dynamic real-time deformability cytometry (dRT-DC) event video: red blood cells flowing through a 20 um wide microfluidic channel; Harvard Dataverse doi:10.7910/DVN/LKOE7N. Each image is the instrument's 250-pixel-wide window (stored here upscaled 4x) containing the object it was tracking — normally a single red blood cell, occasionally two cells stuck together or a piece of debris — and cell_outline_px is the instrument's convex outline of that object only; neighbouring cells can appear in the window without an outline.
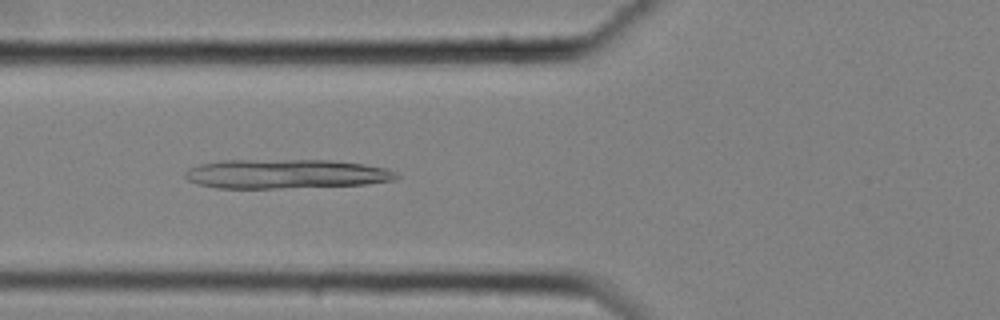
{"species": "common noctule bat (a hibernating species)", "species_latin": "Nyctalus noctula", "temperature_condition": "cold", "stored_images_in_passage": 57, "camera_frame_rate_fps": 3000, "um_per_image_px": 0.085, "animal": {"sex": "female", "body_mass_g": 25.1}, "frame": {"image": 1, "passage_image": 23, "time_ms": 7.333, "image_size_px": [1000, 320], "cell_outline_px": [[400, 176], [396, 180], [364, 184], [280, 188], [216, 188], [200, 184], [188, 180], [184, 176], [184, 172], [188, 168], [200, 164], [220, 160], [332, 160], [364, 164], [388, 168], [396, 172]], "centroid_in_image_um": [24.31, 14.77], "position_along_channel_um": 101.5, "area_um2": 36.18}}
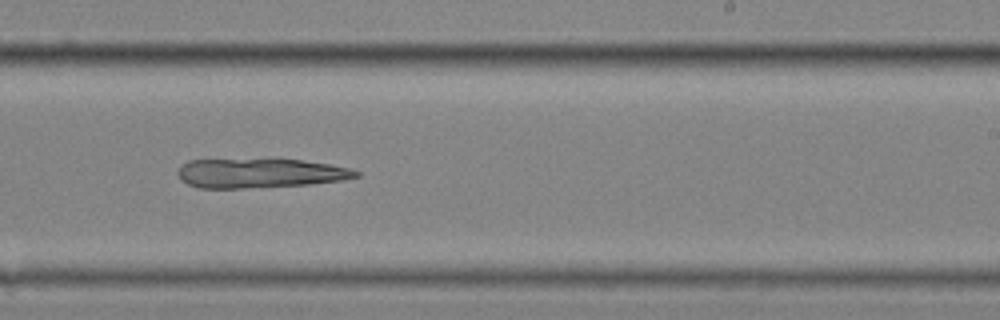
{"frame": {"image": 2, "passage_image": 37, "time_ms": 12.0, "image_size_px": [1000, 320], "cell_outline_px": [[360, 176], [340, 180], [308, 184], [244, 188], [200, 188], [188, 184], [180, 180], [176, 172], [180, 164], [188, 160], [276, 156], [328, 164], [348, 168], [360, 172]], "centroid_in_image_um": [22.01, 14.66], "position_along_channel_um": 267.0, "area_um2": 31.79}}
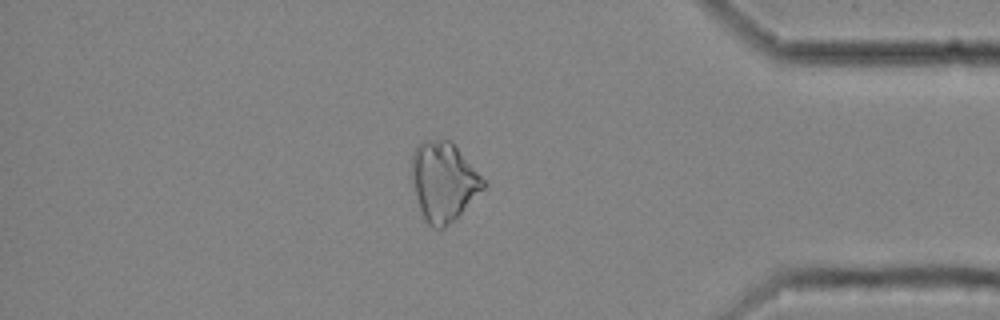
{"frame": {"image": 3, "passage_image": 50, "time_ms": 16.333, "image_size_px": [1000, 320], "cell_outline_px": [[488, 184], [444, 228], [432, 228], [424, 220], [416, 196], [412, 180], [412, 152], [424, 140], [452, 140]], "centroid_in_image_um": [37.7, 15.4], "position_along_channel_um": 397.5, "area_um2": 32.54}}